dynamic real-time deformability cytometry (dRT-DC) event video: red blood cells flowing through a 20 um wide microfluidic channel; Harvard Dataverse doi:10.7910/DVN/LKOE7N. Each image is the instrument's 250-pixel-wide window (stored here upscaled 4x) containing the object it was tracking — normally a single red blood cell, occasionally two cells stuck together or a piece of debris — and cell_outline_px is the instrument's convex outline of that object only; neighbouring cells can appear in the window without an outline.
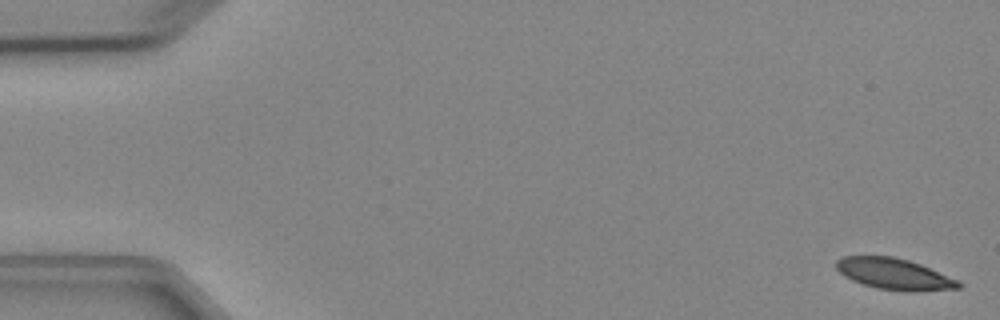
{"species": "Egyptian fruit bat (a non-hibernating species)", "species_latin": "Rousettus aegyptiacus", "temperature_condition": "cold", "stored_images_in_passage": 6, "segment_of_instrument_passage": [1, 2], "camera_frame_rate_fps": 3000, "um_per_image_px": 0.085, "animal": {"sex": "female"}, "frame": {"image": 1, "passage_image": 1, "time_ms": 0.0, "image_size_px": [1000, 320], "cell_outline_px": [[964, 284], [960, 288], [908, 292], [876, 288], [852, 280], [844, 276], [836, 268], [836, 260], [844, 256], [892, 256], [908, 260], [920, 264], [960, 280]], "centroid_in_image_um": [76.04, 23.29], "position_along_channel_um": 9.0, "area_um2": 22.31}}
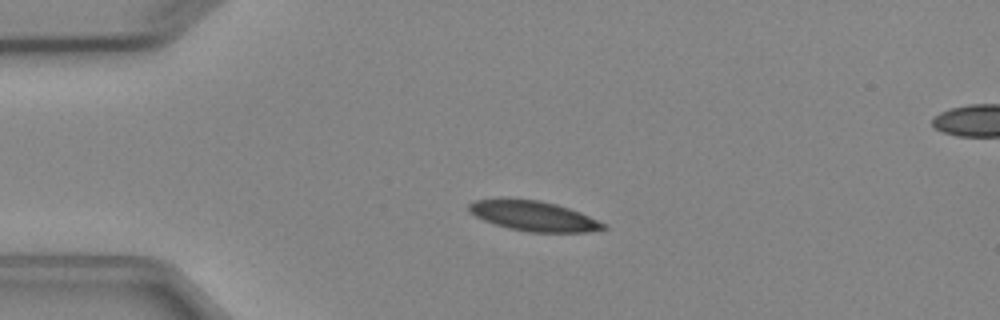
{"frame": {"image": 2, "passage_image": 4, "time_ms": 3.667, "image_size_px": [1000, 320], "cell_outline_px": [[608, 228], [588, 232], [528, 232], [508, 228], [484, 220], [468, 212], [468, 204], [472, 200], [540, 200], [556, 204], [580, 212], [608, 224]], "centroid_in_image_um": [45.41, 18.38], "position_along_channel_um": 39.6, "area_um2": 23.24}}